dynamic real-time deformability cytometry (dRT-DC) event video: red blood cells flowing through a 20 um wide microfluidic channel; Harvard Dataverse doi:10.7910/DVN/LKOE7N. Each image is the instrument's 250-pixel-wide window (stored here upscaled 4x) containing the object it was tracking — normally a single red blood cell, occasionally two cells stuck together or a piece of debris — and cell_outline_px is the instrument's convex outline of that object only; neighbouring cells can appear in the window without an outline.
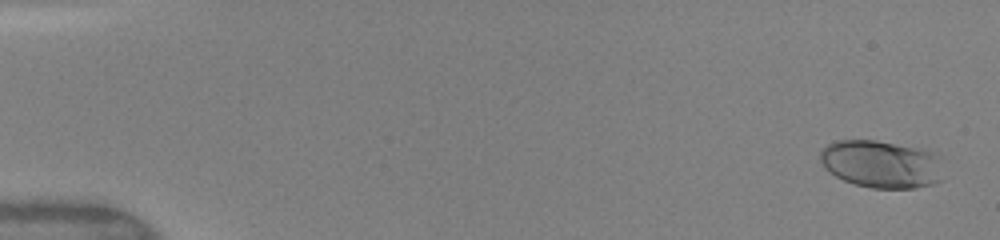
{"species": "human", "species_latin": "Homo sapiens", "temperature_condition": "warm", "stored_images_in_passage": 49, "camera_frame_rate_fps": 3000, "um_per_image_px": 0.085, "donor": {"sex": "female"}, "frame": {"image": 1, "passage_image": 2, "time_ms": 0.333, "image_size_px": [1000, 240], "cell_outline_px": [[944, 180], [932, 184], [916, 188], [872, 188], [856, 184], [844, 180], [828, 172], [824, 168], [820, 160], [820, 152], [828, 144], [836, 140], [876, 140], [932, 152]], "centroid_in_image_um": [74.83, 13.96], "position_along_channel_um": 10.2, "area_um2": 33.64}}
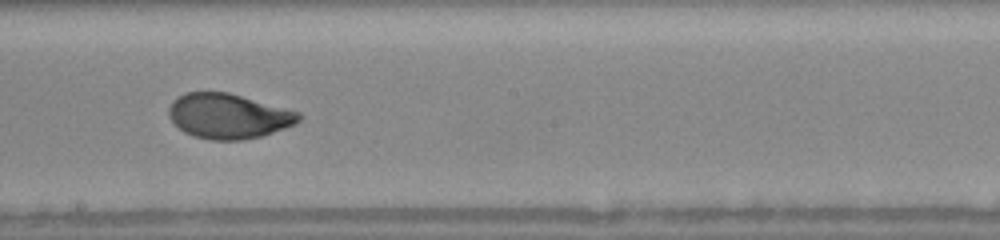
{"frame": {"image": 2, "passage_image": 29, "time_ms": 9.333, "image_size_px": [1000, 240], "cell_outline_px": [[304, 116], [296, 124], [260, 136], [240, 140], [212, 140], [192, 136], [184, 132], [172, 124], [168, 116], [168, 108], [172, 100], [176, 96], [184, 92], [228, 92], [300, 112]], "centroid_in_image_um": [19.37, 9.86], "position_along_channel_um": 228.8, "area_um2": 34.39}}
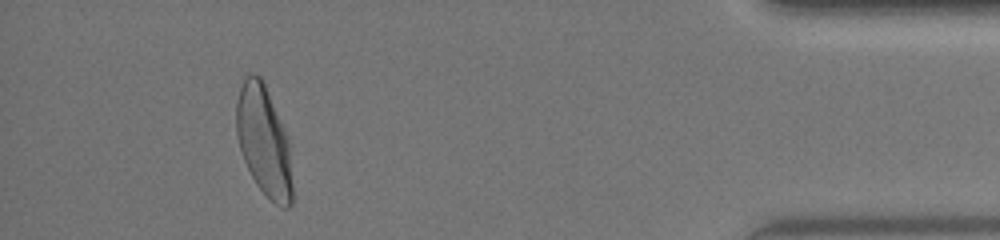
{"frame": {"image": 3, "passage_image": 46, "time_ms": 15.0, "image_size_px": [1000, 240], "cell_outline_px": [[292, 204], [288, 208], [284, 208], [276, 204], [256, 184], [244, 160], [236, 136], [236, 100], [244, 76], [248, 72], [252, 72], [260, 76], [264, 84], [284, 128], [288, 140], [292, 184]], "centroid_in_image_um": [22.41, 11.96], "position_along_channel_um": 412.8, "area_um2": 35.6}, "authors_computed_cell_mechanics": {"area_um2": 34.102, "velocity_mm_per_s": 4.1375, "shape_relaxation_time_tau1_ms": 3.323, "shape_relaxation_time_tau2_ms": null, "deformation_change_tau1": 0.1833, "deformation_change_tau2": null}}